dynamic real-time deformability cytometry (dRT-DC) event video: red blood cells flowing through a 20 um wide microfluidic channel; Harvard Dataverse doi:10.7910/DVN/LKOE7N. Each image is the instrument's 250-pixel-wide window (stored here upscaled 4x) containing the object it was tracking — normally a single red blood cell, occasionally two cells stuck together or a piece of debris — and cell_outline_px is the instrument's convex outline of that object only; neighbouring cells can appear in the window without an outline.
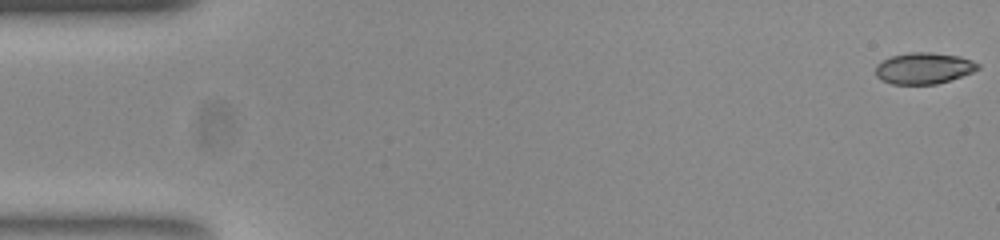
{"species": "common noctule bat (a hibernating species)", "species_latin": "Nyctalus noctula", "temperature_condition": "room temperature", "stored_images_in_passage": 54, "camera_frame_rate_fps": 3000, "um_per_image_px": 0.085, "animal": {"sex": "female", "body_mass_g": 23.0, "forearm_length_mm": 53.4}, "frame": {"image": 1, "passage_image": 1, "time_ms": 0.0, "image_size_px": [1000, 240], "cell_outline_px": [[980, 68], [972, 72], [936, 84], [892, 84], [880, 80], [876, 76], [876, 64], [892, 56], [912, 52], [928, 52], [960, 56], [972, 60], [980, 64]], "centroid_in_image_um": [78.51, 5.8], "position_along_channel_um": 6.5, "area_um2": 18.55}}
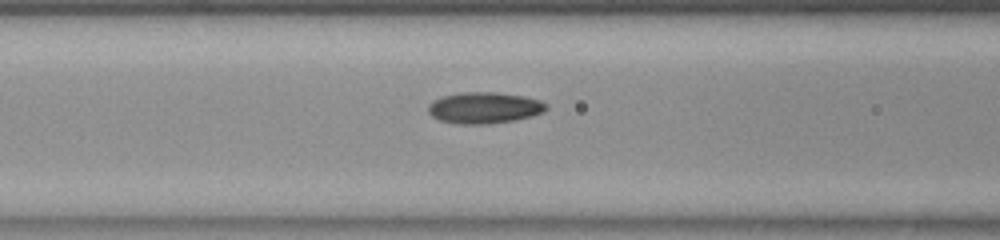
{"frame": {"image": 2, "passage_image": 22, "time_ms": 7.0, "image_size_px": [1000, 240], "cell_outline_px": [[548, 108], [544, 112], [532, 116], [516, 120], [488, 124], [456, 124], [440, 120], [432, 116], [428, 112], [428, 104], [432, 100], [444, 96], [460, 92], [496, 92], [524, 96], [540, 100], [548, 104]], "centroid_in_image_um": [41.18, 9.16], "position_along_channel_um": 125.4, "area_um2": 21.79}}
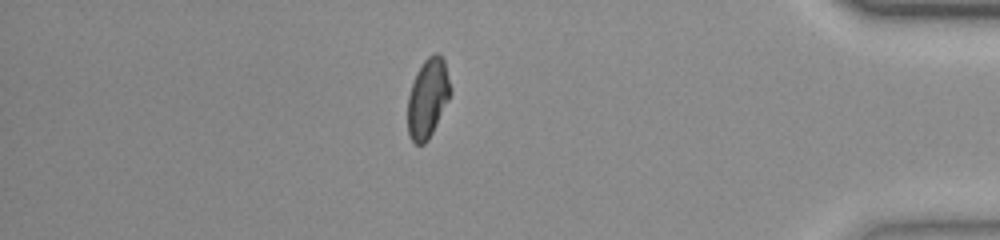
{"frame": {"image": 3, "passage_image": 47, "time_ms": 15.333, "image_size_px": [1000, 240], "cell_outline_px": [[452, 92], [428, 140], [424, 144], [416, 144], [412, 140], [408, 132], [408, 96], [416, 72], [424, 60], [432, 52], [436, 52], [444, 60], [452, 88]], "centroid_in_image_um": [36.37, 8.31], "position_along_channel_um": 398.8, "area_um2": 19.65}, "authors_computed_cell_mechanics": {"area_um2": 19.8832, "velocity_mm_per_s": 3.768, "shape_relaxation_time_tau1_ms": 9.8888, "shape_relaxation_time_tau2_ms": 3.4118, "deformation_change_tau1": 0.2328, "deformation_change_tau2": 0.0768}}